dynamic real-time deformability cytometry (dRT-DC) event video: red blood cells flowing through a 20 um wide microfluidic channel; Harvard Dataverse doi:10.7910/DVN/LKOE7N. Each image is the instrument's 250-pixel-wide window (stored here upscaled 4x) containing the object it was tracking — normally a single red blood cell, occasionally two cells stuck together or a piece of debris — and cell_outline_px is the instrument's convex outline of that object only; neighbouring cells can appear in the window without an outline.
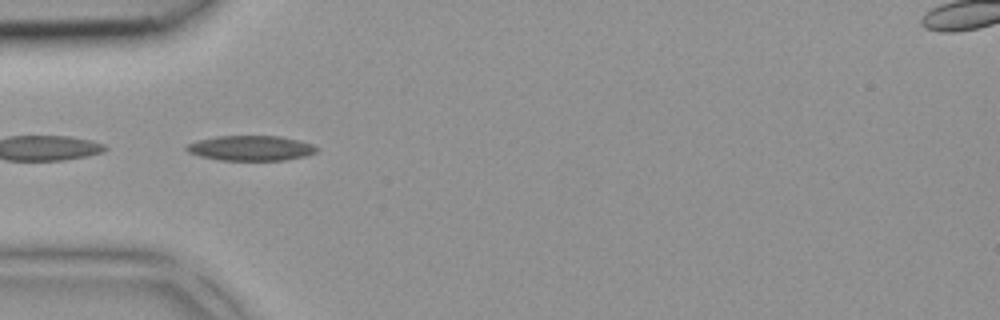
{"species": "common noctule bat (a hibernating species)", "species_latin": "Nyctalus noctula", "temperature_condition": "room temperature", "stored_images_in_passage": 41, "camera_frame_rate_fps": 3000, "um_per_image_px": 0.085, "animal": {"sex": "female", "body_mass_g": 18.4}, "frame": {"image": 1, "passage_image": 12, "time_ms": 3.667, "image_size_px": [1000, 320], "cell_outline_px": [[316, 152], [304, 156], [284, 160], [220, 160], [200, 156], [188, 152], [184, 148], [188, 144], [196, 140], [216, 136], [280, 136], [300, 140], [312, 144], [316, 148]], "centroid_in_image_um": [21.28, 12.58], "position_along_channel_um": 63.7, "area_um2": 18.96}}
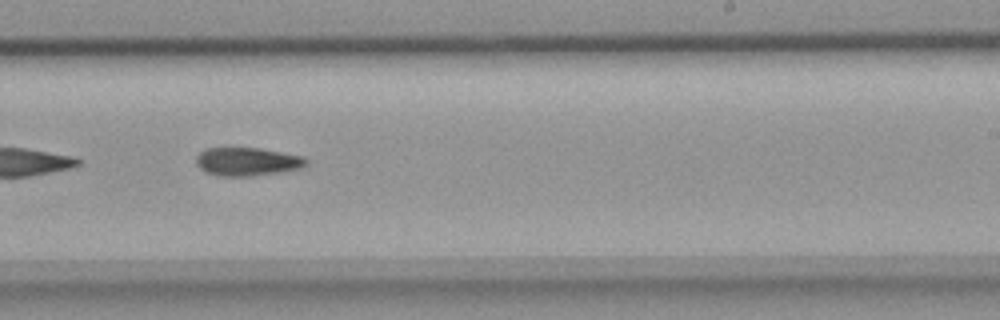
{"frame": {"image": 2, "passage_image": 25, "time_ms": 8.0, "image_size_px": [1000, 320], "cell_outline_px": [[308, 164], [300, 168], [280, 172], [248, 176], [220, 176], [204, 172], [196, 164], [196, 156], [200, 152], [208, 148], [260, 148], [304, 156], [308, 160]], "centroid_in_image_um": [21.02, 13.73], "position_along_channel_um": 268.0, "area_um2": 18.21}}
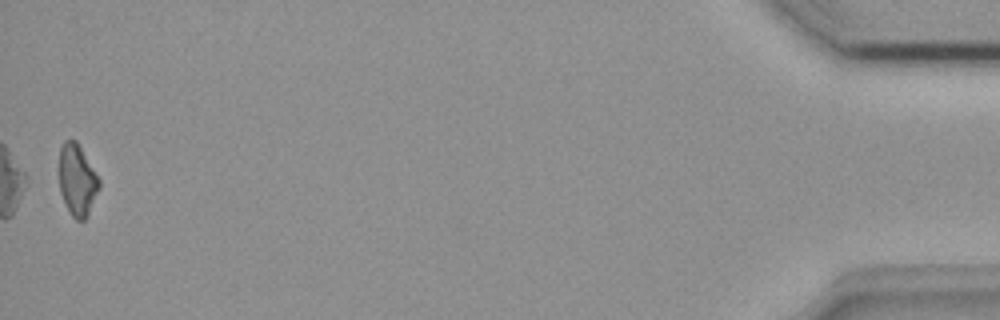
{"frame": {"image": 3, "passage_image": 41, "time_ms": 13.333, "image_size_px": [1000, 320], "cell_outline_px": [[100, 188], [88, 216], [84, 220], [76, 220], [72, 216], [60, 192], [60, 148], [64, 140], [76, 140], [100, 180]], "centroid_in_image_um": [6.58, 15.32], "position_along_channel_um": 428.6, "area_um2": 16.47}}